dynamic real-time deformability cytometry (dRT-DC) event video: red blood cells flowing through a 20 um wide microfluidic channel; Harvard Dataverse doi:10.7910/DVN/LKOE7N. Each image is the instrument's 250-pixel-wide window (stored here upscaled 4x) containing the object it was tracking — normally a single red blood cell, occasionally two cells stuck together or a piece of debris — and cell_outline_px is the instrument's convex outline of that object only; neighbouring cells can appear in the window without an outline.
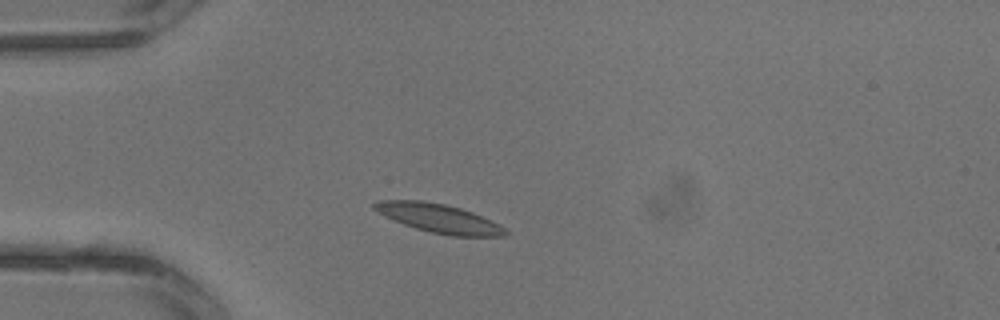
{"species": "common noctule bat (a hibernating species)", "species_latin": "Nyctalus noctula", "temperature_condition": "warm", "stored_images_in_passage": 2, "camera_frame_rate_fps": 3000, "um_per_image_px": 0.085, "animal": {"sex": "male", "body_mass_g": 13.3}, "frame": {"image": 1, "passage_image": 2, "time_ms": 0.333, "image_size_px": [1000, 320], "cell_outline_px": [[508, 232], [504, 236], [452, 236], [432, 232], [416, 228], [404, 224], [384, 216], [376, 212], [372, 208], [372, 204], [376, 200], [420, 200], [444, 204], [460, 208], [472, 212], [500, 224]], "centroid_in_image_um": [37.27, 18.54], "position_along_channel_um": 47.7, "area_um2": 21.91}}